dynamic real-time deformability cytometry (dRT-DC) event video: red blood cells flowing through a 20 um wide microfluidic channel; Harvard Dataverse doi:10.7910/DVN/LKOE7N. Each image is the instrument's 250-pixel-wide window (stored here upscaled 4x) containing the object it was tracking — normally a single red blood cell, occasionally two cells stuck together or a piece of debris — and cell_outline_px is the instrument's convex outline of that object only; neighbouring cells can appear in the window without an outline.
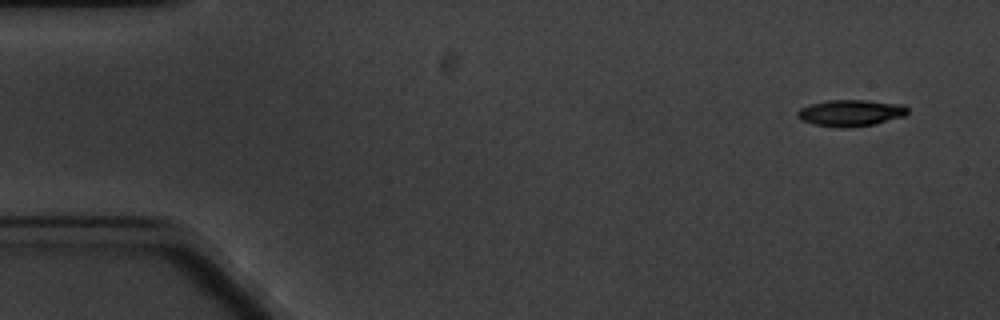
{"species": "common noctule bat (a hibernating species)", "species_latin": "Nyctalus noctula", "temperature_condition": "cold", "stored_images_in_passage": 5, "camera_frame_rate_fps": 3000, "um_per_image_px": 0.085, "animal": {"sex": "male", "body_mass_g": 20.1, "forearm_length_mm": 53.5}, "frame": {"image": 1, "passage_image": 1, "time_ms": 0.0, "image_size_px": [1000, 320], "cell_outline_px": [[908, 112], [904, 116], [872, 124], [844, 128], [812, 124], [796, 116], [796, 112], [800, 108], [808, 104], [828, 100], [868, 100], [904, 104], [908, 108]], "centroid_in_image_um": [72.29, 9.58], "position_along_channel_um": 12.7, "area_um2": 16.99}}